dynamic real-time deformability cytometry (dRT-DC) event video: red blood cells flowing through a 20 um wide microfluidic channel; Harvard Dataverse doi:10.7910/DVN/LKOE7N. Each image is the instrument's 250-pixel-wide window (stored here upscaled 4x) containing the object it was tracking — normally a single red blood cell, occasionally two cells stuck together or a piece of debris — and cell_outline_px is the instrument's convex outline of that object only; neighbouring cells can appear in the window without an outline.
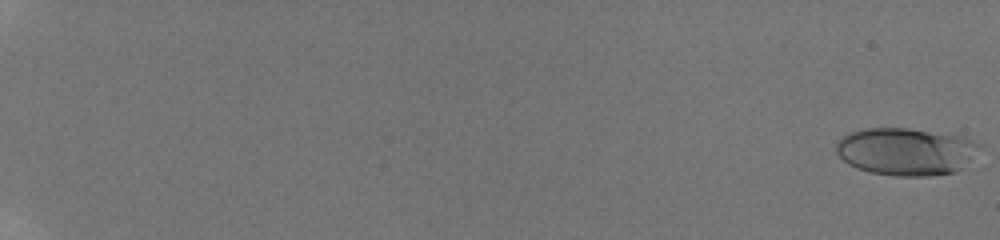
{"species": "human", "species_latin": "Homo sapiens", "temperature_condition": "room temperature", "stored_images_in_passage": 59, "camera_frame_rate_fps": 3000, "um_per_image_px": 0.085, "donor": {"sex": "male"}, "frame": {"image": 1, "passage_image": 1, "time_ms": 0.0, "image_size_px": [1000, 240], "cell_outline_px": [[980, 148], [956, 172], [928, 176], [896, 176], [872, 172], [848, 164], [836, 152], [836, 144], [844, 136], [852, 132], [864, 128], [908, 128], [964, 136], [980, 144]], "centroid_in_image_um": [77.01, 12.87], "position_along_channel_um": 8.0, "area_um2": 39.25}}
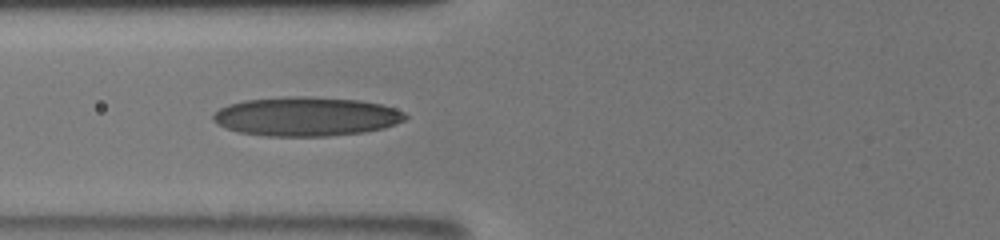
{"frame": {"image": 2, "passage_image": 28, "time_ms": 9.0, "image_size_px": [1000, 240], "cell_outline_px": [[408, 116], [404, 120], [396, 124], [384, 128], [364, 132], [328, 136], [264, 136], [240, 132], [216, 124], [212, 120], [212, 116], [220, 108], [228, 104], [244, 100], [296, 96], [308, 96], [360, 100], [380, 104], [404, 112]], "centroid_in_image_um": [26.02, 9.9], "position_along_channel_um": 99.8, "area_um2": 43.75}}
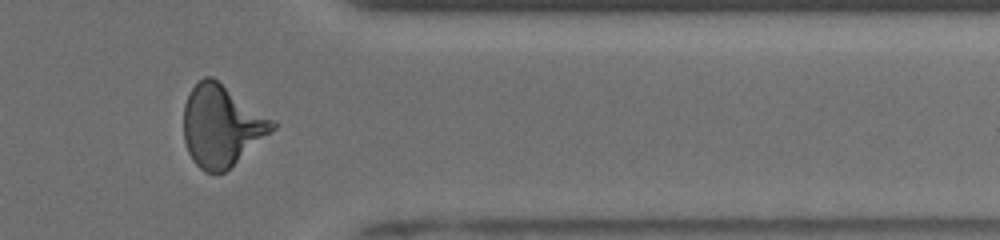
{"frame": {"image": 3, "passage_image": 51, "time_ms": 16.667, "image_size_px": [1000, 240], "cell_outline_px": [[276, 128], [224, 172], [204, 172], [192, 160], [188, 152], [184, 140], [184, 104], [192, 88], [204, 76], [212, 76], [272, 120], [276, 124]], "centroid_in_image_um": [18.79, 10.69], "position_along_channel_um": 392.6, "area_um2": 41.27}, "authors_computed_cell_mechanics": {"area_um2": 39.9976, "velocity_mm_per_s": 3.8794, "shape_relaxation_time_tau1_ms": 5.8512, "shape_relaxation_time_tau2_ms": 1.1784, "deformation_change_tau1": 0.2091, "deformation_change_tau2": 0.0952}}